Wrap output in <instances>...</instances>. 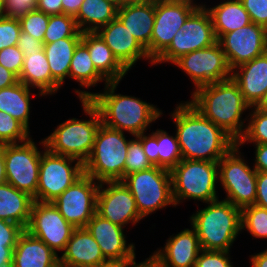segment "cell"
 I'll return each instance as SVG.
<instances>
[{"label":"cell","instance_id":"obj_61","mask_svg":"<svg viewBox=\"0 0 267 267\" xmlns=\"http://www.w3.org/2000/svg\"><path fill=\"white\" fill-rule=\"evenodd\" d=\"M4 0H0V18L4 17Z\"/></svg>","mask_w":267,"mask_h":267},{"label":"cell","instance_id":"obj_57","mask_svg":"<svg viewBox=\"0 0 267 267\" xmlns=\"http://www.w3.org/2000/svg\"><path fill=\"white\" fill-rule=\"evenodd\" d=\"M128 267H160L150 256L147 257L144 261H134L130 263Z\"/></svg>","mask_w":267,"mask_h":267},{"label":"cell","instance_id":"obj_12","mask_svg":"<svg viewBox=\"0 0 267 267\" xmlns=\"http://www.w3.org/2000/svg\"><path fill=\"white\" fill-rule=\"evenodd\" d=\"M84 174V166L77 159L51 153L41 154L38 188L34 201L52 202Z\"/></svg>","mask_w":267,"mask_h":267},{"label":"cell","instance_id":"obj_20","mask_svg":"<svg viewBox=\"0 0 267 267\" xmlns=\"http://www.w3.org/2000/svg\"><path fill=\"white\" fill-rule=\"evenodd\" d=\"M96 33L129 73L140 60L146 61L150 64V67H153V60L149 57L147 50L133 37L118 18L98 29Z\"/></svg>","mask_w":267,"mask_h":267},{"label":"cell","instance_id":"obj_40","mask_svg":"<svg viewBox=\"0 0 267 267\" xmlns=\"http://www.w3.org/2000/svg\"><path fill=\"white\" fill-rule=\"evenodd\" d=\"M126 157L125 176L153 166L146 157L141 142L136 137L129 142Z\"/></svg>","mask_w":267,"mask_h":267},{"label":"cell","instance_id":"obj_15","mask_svg":"<svg viewBox=\"0 0 267 267\" xmlns=\"http://www.w3.org/2000/svg\"><path fill=\"white\" fill-rule=\"evenodd\" d=\"M199 5L197 0H155V22L151 36L153 61L170 45L177 31Z\"/></svg>","mask_w":267,"mask_h":267},{"label":"cell","instance_id":"obj_56","mask_svg":"<svg viewBox=\"0 0 267 267\" xmlns=\"http://www.w3.org/2000/svg\"><path fill=\"white\" fill-rule=\"evenodd\" d=\"M7 182L5 172L4 144H0V185Z\"/></svg>","mask_w":267,"mask_h":267},{"label":"cell","instance_id":"obj_53","mask_svg":"<svg viewBox=\"0 0 267 267\" xmlns=\"http://www.w3.org/2000/svg\"><path fill=\"white\" fill-rule=\"evenodd\" d=\"M84 0H62V14L75 17Z\"/></svg>","mask_w":267,"mask_h":267},{"label":"cell","instance_id":"obj_4","mask_svg":"<svg viewBox=\"0 0 267 267\" xmlns=\"http://www.w3.org/2000/svg\"><path fill=\"white\" fill-rule=\"evenodd\" d=\"M189 215L188 222L195 229L202 250L231 251L241 234V209L227 200L204 203Z\"/></svg>","mask_w":267,"mask_h":267},{"label":"cell","instance_id":"obj_16","mask_svg":"<svg viewBox=\"0 0 267 267\" xmlns=\"http://www.w3.org/2000/svg\"><path fill=\"white\" fill-rule=\"evenodd\" d=\"M96 213L127 230L129 229L127 226L136 227L143 220L132 193L123 181L100 183Z\"/></svg>","mask_w":267,"mask_h":267},{"label":"cell","instance_id":"obj_17","mask_svg":"<svg viewBox=\"0 0 267 267\" xmlns=\"http://www.w3.org/2000/svg\"><path fill=\"white\" fill-rule=\"evenodd\" d=\"M74 229L52 202L33 203L26 231L42 240L59 256L65 250Z\"/></svg>","mask_w":267,"mask_h":267},{"label":"cell","instance_id":"obj_41","mask_svg":"<svg viewBox=\"0 0 267 267\" xmlns=\"http://www.w3.org/2000/svg\"><path fill=\"white\" fill-rule=\"evenodd\" d=\"M231 252L201 250L194 267H235Z\"/></svg>","mask_w":267,"mask_h":267},{"label":"cell","instance_id":"obj_2","mask_svg":"<svg viewBox=\"0 0 267 267\" xmlns=\"http://www.w3.org/2000/svg\"><path fill=\"white\" fill-rule=\"evenodd\" d=\"M119 85L120 81L108 82L89 99L98 109L104 126L126 132L131 137L149 131L156 120L163 118L162 108L147 100L116 92Z\"/></svg>","mask_w":267,"mask_h":267},{"label":"cell","instance_id":"obj_51","mask_svg":"<svg viewBox=\"0 0 267 267\" xmlns=\"http://www.w3.org/2000/svg\"><path fill=\"white\" fill-rule=\"evenodd\" d=\"M36 9L49 16L62 14V0H38Z\"/></svg>","mask_w":267,"mask_h":267},{"label":"cell","instance_id":"obj_1","mask_svg":"<svg viewBox=\"0 0 267 267\" xmlns=\"http://www.w3.org/2000/svg\"><path fill=\"white\" fill-rule=\"evenodd\" d=\"M177 103L168 115L173 120L183 159L218 162L237 144L188 101Z\"/></svg>","mask_w":267,"mask_h":267},{"label":"cell","instance_id":"obj_39","mask_svg":"<svg viewBox=\"0 0 267 267\" xmlns=\"http://www.w3.org/2000/svg\"><path fill=\"white\" fill-rule=\"evenodd\" d=\"M21 31L32 35L34 38L43 42L45 32L49 23V15L42 11L31 10L19 19Z\"/></svg>","mask_w":267,"mask_h":267},{"label":"cell","instance_id":"obj_58","mask_svg":"<svg viewBox=\"0 0 267 267\" xmlns=\"http://www.w3.org/2000/svg\"><path fill=\"white\" fill-rule=\"evenodd\" d=\"M254 107L262 112H267V91Z\"/></svg>","mask_w":267,"mask_h":267},{"label":"cell","instance_id":"obj_27","mask_svg":"<svg viewBox=\"0 0 267 267\" xmlns=\"http://www.w3.org/2000/svg\"><path fill=\"white\" fill-rule=\"evenodd\" d=\"M81 43L88 49L96 70L108 81H122L128 70L96 32H83Z\"/></svg>","mask_w":267,"mask_h":267},{"label":"cell","instance_id":"obj_63","mask_svg":"<svg viewBox=\"0 0 267 267\" xmlns=\"http://www.w3.org/2000/svg\"><path fill=\"white\" fill-rule=\"evenodd\" d=\"M125 1L127 2V1H143V0H125Z\"/></svg>","mask_w":267,"mask_h":267},{"label":"cell","instance_id":"obj_14","mask_svg":"<svg viewBox=\"0 0 267 267\" xmlns=\"http://www.w3.org/2000/svg\"><path fill=\"white\" fill-rule=\"evenodd\" d=\"M99 186V182L83 174L52 203L74 228H85L96 213Z\"/></svg>","mask_w":267,"mask_h":267},{"label":"cell","instance_id":"obj_18","mask_svg":"<svg viewBox=\"0 0 267 267\" xmlns=\"http://www.w3.org/2000/svg\"><path fill=\"white\" fill-rule=\"evenodd\" d=\"M218 42L231 71L267 52L266 28L253 22L225 33Z\"/></svg>","mask_w":267,"mask_h":267},{"label":"cell","instance_id":"obj_5","mask_svg":"<svg viewBox=\"0 0 267 267\" xmlns=\"http://www.w3.org/2000/svg\"><path fill=\"white\" fill-rule=\"evenodd\" d=\"M79 102L84 113L82 115H86V118L71 117L55 126L53 132L43 139L51 153L71 157L84 164L92 151L102 122L98 109L89 99Z\"/></svg>","mask_w":267,"mask_h":267},{"label":"cell","instance_id":"obj_30","mask_svg":"<svg viewBox=\"0 0 267 267\" xmlns=\"http://www.w3.org/2000/svg\"><path fill=\"white\" fill-rule=\"evenodd\" d=\"M34 198L8 182L0 185V219L13 222L26 230Z\"/></svg>","mask_w":267,"mask_h":267},{"label":"cell","instance_id":"obj_7","mask_svg":"<svg viewBox=\"0 0 267 267\" xmlns=\"http://www.w3.org/2000/svg\"><path fill=\"white\" fill-rule=\"evenodd\" d=\"M125 132L100 125L92 151L83 164L84 174L97 182L122 181L129 142Z\"/></svg>","mask_w":267,"mask_h":267},{"label":"cell","instance_id":"obj_62","mask_svg":"<svg viewBox=\"0 0 267 267\" xmlns=\"http://www.w3.org/2000/svg\"><path fill=\"white\" fill-rule=\"evenodd\" d=\"M55 267H70V266H66V265L61 264V263L59 262Z\"/></svg>","mask_w":267,"mask_h":267},{"label":"cell","instance_id":"obj_48","mask_svg":"<svg viewBox=\"0 0 267 267\" xmlns=\"http://www.w3.org/2000/svg\"><path fill=\"white\" fill-rule=\"evenodd\" d=\"M17 47L22 51L23 56H30L31 53L39 52L43 49V42L34 38L32 35L27 34L26 32L21 31Z\"/></svg>","mask_w":267,"mask_h":267},{"label":"cell","instance_id":"obj_49","mask_svg":"<svg viewBox=\"0 0 267 267\" xmlns=\"http://www.w3.org/2000/svg\"><path fill=\"white\" fill-rule=\"evenodd\" d=\"M254 148V157L251 159L256 171L267 172V143L251 144Z\"/></svg>","mask_w":267,"mask_h":267},{"label":"cell","instance_id":"obj_26","mask_svg":"<svg viewBox=\"0 0 267 267\" xmlns=\"http://www.w3.org/2000/svg\"><path fill=\"white\" fill-rule=\"evenodd\" d=\"M31 89H36L44 98L56 95L61 86L52 78L44 49L24 57L23 67L18 78Z\"/></svg>","mask_w":267,"mask_h":267},{"label":"cell","instance_id":"obj_38","mask_svg":"<svg viewBox=\"0 0 267 267\" xmlns=\"http://www.w3.org/2000/svg\"><path fill=\"white\" fill-rule=\"evenodd\" d=\"M31 132L10 114L0 111V144H17L29 140Z\"/></svg>","mask_w":267,"mask_h":267},{"label":"cell","instance_id":"obj_28","mask_svg":"<svg viewBox=\"0 0 267 267\" xmlns=\"http://www.w3.org/2000/svg\"><path fill=\"white\" fill-rule=\"evenodd\" d=\"M70 79L79 83V88H73L79 100L90 99L94 94L93 91H90L91 88L97 87L98 84L103 82L104 86L108 83L94 67L88 49L81 42L75 48L72 56L69 69V81ZM80 88H82V90Z\"/></svg>","mask_w":267,"mask_h":267},{"label":"cell","instance_id":"obj_37","mask_svg":"<svg viewBox=\"0 0 267 267\" xmlns=\"http://www.w3.org/2000/svg\"><path fill=\"white\" fill-rule=\"evenodd\" d=\"M267 143V112L257 110L254 106L248 112L245 132L237 145L243 148L245 144Z\"/></svg>","mask_w":267,"mask_h":267},{"label":"cell","instance_id":"obj_23","mask_svg":"<svg viewBox=\"0 0 267 267\" xmlns=\"http://www.w3.org/2000/svg\"><path fill=\"white\" fill-rule=\"evenodd\" d=\"M59 262L70 267H99L108 264L100 246L86 228H75Z\"/></svg>","mask_w":267,"mask_h":267},{"label":"cell","instance_id":"obj_50","mask_svg":"<svg viewBox=\"0 0 267 267\" xmlns=\"http://www.w3.org/2000/svg\"><path fill=\"white\" fill-rule=\"evenodd\" d=\"M256 189L255 204L267 209V172L257 171Z\"/></svg>","mask_w":267,"mask_h":267},{"label":"cell","instance_id":"obj_21","mask_svg":"<svg viewBox=\"0 0 267 267\" xmlns=\"http://www.w3.org/2000/svg\"><path fill=\"white\" fill-rule=\"evenodd\" d=\"M184 228L149 255L160 267H194L201 246L195 229Z\"/></svg>","mask_w":267,"mask_h":267},{"label":"cell","instance_id":"obj_44","mask_svg":"<svg viewBox=\"0 0 267 267\" xmlns=\"http://www.w3.org/2000/svg\"><path fill=\"white\" fill-rule=\"evenodd\" d=\"M251 21L267 29V0H240Z\"/></svg>","mask_w":267,"mask_h":267},{"label":"cell","instance_id":"obj_43","mask_svg":"<svg viewBox=\"0 0 267 267\" xmlns=\"http://www.w3.org/2000/svg\"><path fill=\"white\" fill-rule=\"evenodd\" d=\"M23 61V53L17 45L0 50V65L14 73L18 78L23 67Z\"/></svg>","mask_w":267,"mask_h":267},{"label":"cell","instance_id":"obj_59","mask_svg":"<svg viewBox=\"0 0 267 267\" xmlns=\"http://www.w3.org/2000/svg\"><path fill=\"white\" fill-rule=\"evenodd\" d=\"M130 264H125V263H108L106 265L103 266H99V267H128Z\"/></svg>","mask_w":267,"mask_h":267},{"label":"cell","instance_id":"obj_47","mask_svg":"<svg viewBox=\"0 0 267 267\" xmlns=\"http://www.w3.org/2000/svg\"><path fill=\"white\" fill-rule=\"evenodd\" d=\"M23 231L24 229L20 225L0 219V248L2 246H16Z\"/></svg>","mask_w":267,"mask_h":267},{"label":"cell","instance_id":"obj_55","mask_svg":"<svg viewBox=\"0 0 267 267\" xmlns=\"http://www.w3.org/2000/svg\"><path fill=\"white\" fill-rule=\"evenodd\" d=\"M248 260L251 267H267V248L249 255Z\"/></svg>","mask_w":267,"mask_h":267},{"label":"cell","instance_id":"obj_33","mask_svg":"<svg viewBox=\"0 0 267 267\" xmlns=\"http://www.w3.org/2000/svg\"><path fill=\"white\" fill-rule=\"evenodd\" d=\"M118 8L105 0H84L74 17L79 31L96 32L117 18Z\"/></svg>","mask_w":267,"mask_h":267},{"label":"cell","instance_id":"obj_60","mask_svg":"<svg viewBox=\"0 0 267 267\" xmlns=\"http://www.w3.org/2000/svg\"><path fill=\"white\" fill-rule=\"evenodd\" d=\"M114 4L117 8H120L126 1L125 0H105Z\"/></svg>","mask_w":267,"mask_h":267},{"label":"cell","instance_id":"obj_8","mask_svg":"<svg viewBox=\"0 0 267 267\" xmlns=\"http://www.w3.org/2000/svg\"><path fill=\"white\" fill-rule=\"evenodd\" d=\"M244 154L236 144L218 161L219 188L226 193L222 199L240 209L255 204L257 194V171Z\"/></svg>","mask_w":267,"mask_h":267},{"label":"cell","instance_id":"obj_45","mask_svg":"<svg viewBox=\"0 0 267 267\" xmlns=\"http://www.w3.org/2000/svg\"><path fill=\"white\" fill-rule=\"evenodd\" d=\"M38 0H4L5 17L20 19L26 13L34 10Z\"/></svg>","mask_w":267,"mask_h":267},{"label":"cell","instance_id":"obj_11","mask_svg":"<svg viewBox=\"0 0 267 267\" xmlns=\"http://www.w3.org/2000/svg\"><path fill=\"white\" fill-rule=\"evenodd\" d=\"M39 144L31 137L22 143L4 145L7 182L32 197L37 192L41 154L46 149L44 139Z\"/></svg>","mask_w":267,"mask_h":267},{"label":"cell","instance_id":"obj_29","mask_svg":"<svg viewBox=\"0 0 267 267\" xmlns=\"http://www.w3.org/2000/svg\"><path fill=\"white\" fill-rule=\"evenodd\" d=\"M202 5L210 13L217 41L225 34L252 23L240 0H220L214 5Z\"/></svg>","mask_w":267,"mask_h":267},{"label":"cell","instance_id":"obj_24","mask_svg":"<svg viewBox=\"0 0 267 267\" xmlns=\"http://www.w3.org/2000/svg\"><path fill=\"white\" fill-rule=\"evenodd\" d=\"M244 100L255 106L267 91V52L231 71Z\"/></svg>","mask_w":267,"mask_h":267},{"label":"cell","instance_id":"obj_32","mask_svg":"<svg viewBox=\"0 0 267 267\" xmlns=\"http://www.w3.org/2000/svg\"><path fill=\"white\" fill-rule=\"evenodd\" d=\"M80 42L81 38H65L43 44L52 78L61 87L65 85L66 79H69L72 56Z\"/></svg>","mask_w":267,"mask_h":267},{"label":"cell","instance_id":"obj_31","mask_svg":"<svg viewBox=\"0 0 267 267\" xmlns=\"http://www.w3.org/2000/svg\"><path fill=\"white\" fill-rule=\"evenodd\" d=\"M39 99L43 96L34 89L29 88L22 82L0 89V111L10 114L14 119L22 123L30 130V115L32 112V96Z\"/></svg>","mask_w":267,"mask_h":267},{"label":"cell","instance_id":"obj_3","mask_svg":"<svg viewBox=\"0 0 267 267\" xmlns=\"http://www.w3.org/2000/svg\"><path fill=\"white\" fill-rule=\"evenodd\" d=\"M189 100L205 118L222 128L236 142L243 136L251 106L232 79L211 83L191 92Z\"/></svg>","mask_w":267,"mask_h":267},{"label":"cell","instance_id":"obj_35","mask_svg":"<svg viewBox=\"0 0 267 267\" xmlns=\"http://www.w3.org/2000/svg\"><path fill=\"white\" fill-rule=\"evenodd\" d=\"M253 239L267 240V209L256 204L241 209V233Z\"/></svg>","mask_w":267,"mask_h":267},{"label":"cell","instance_id":"obj_46","mask_svg":"<svg viewBox=\"0 0 267 267\" xmlns=\"http://www.w3.org/2000/svg\"><path fill=\"white\" fill-rule=\"evenodd\" d=\"M150 133L144 132L135 136L142 144L146 157L153 166H158V152L156 145H158V128L155 130L150 129Z\"/></svg>","mask_w":267,"mask_h":267},{"label":"cell","instance_id":"obj_36","mask_svg":"<svg viewBox=\"0 0 267 267\" xmlns=\"http://www.w3.org/2000/svg\"><path fill=\"white\" fill-rule=\"evenodd\" d=\"M169 134L168 131L158 129V166L171 170L183 158L175 132Z\"/></svg>","mask_w":267,"mask_h":267},{"label":"cell","instance_id":"obj_25","mask_svg":"<svg viewBox=\"0 0 267 267\" xmlns=\"http://www.w3.org/2000/svg\"><path fill=\"white\" fill-rule=\"evenodd\" d=\"M59 255L42 240L24 230L13 251L12 267H55Z\"/></svg>","mask_w":267,"mask_h":267},{"label":"cell","instance_id":"obj_54","mask_svg":"<svg viewBox=\"0 0 267 267\" xmlns=\"http://www.w3.org/2000/svg\"><path fill=\"white\" fill-rule=\"evenodd\" d=\"M14 248L15 246H2L0 248V267H12Z\"/></svg>","mask_w":267,"mask_h":267},{"label":"cell","instance_id":"obj_10","mask_svg":"<svg viewBox=\"0 0 267 267\" xmlns=\"http://www.w3.org/2000/svg\"><path fill=\"white\" fill-rule=\"evenodd\" d=\"M217 42L210 13L199 5L177 31L170 45L153 61V67L173 64L181 56Z\"/></svg>","mask_w":267,"mask_h":267},{"label":"cell","instance_id":"obj_42","mask_svg":"<svg viewBox=\"0 0 267 267\" xmlns=\"http://www.w3.org/2000/svg\"><path fill=\"white\" fill-rule=\"evenodd\" d=\"M21 32L19 19L0 18V50L16 46Z\"/></svg>","mask_w":267,"mask_h":267},{"label":"cell","instance_id":"obj_6","mask_svg":"<svg viewBox=\"0 0 267 267\" xmlns=\"http://www.w3.org/2000/svg\"><path fill=\"white\" fill-rule=\"evenodd\" d=\"M176 207L184 201L208 203L220 198L218 162L182 159L170 170ZM197 201V202H195Z\"/></svg>","mask_w":267,"mask_h":267},{"label":"cell","instance_id":"obj_13","mask_svg":"<svg viewBox=\"0 0 267 267\" xmlns=\"http://www.w3.org/2000/svg\"><path fill=\"white\" fill-rule=\"evenodd\" d=\"M172 65L190 78L192 92L201 86L231 78V70L218 41L210 47L181 56Z\"/></svg>","mask_w":267,"mask_h":267},{"label":"cell","instance_id":"obj_19","mask_svg":"<svg viewBox=\"0 0 267 267\" xmlns=\"http://www.w3.org/2000/svg\"><path fill=\"white\" fill-rule=\"evenodd\" d=\"M85 228L100 246L104 258L109 263L130 264L136 261L135 243L128 242L124 228L113 224L95 213ZM126 233V234H125Z\"/></svg>","mask_w":267,"mask_h":267},{"label":"cell","instance_id":"obj_9","mask_svg":"<svg viewBox=\"0 0 267 267\" xmlns=\"http://www.w3.org/2000/svg\"><path fill=\"white\" fill-rule=\"evenodd\" d=\"M123 183L129 188L140 216L145 219L156 211L166 207L176 208L172 195L170 170L152 166L123 178Z\"/></svg>","mask_w":267,"mask_h":267},{"label":"cell","instance_id":"obj_22","mask_svg":"<svg viewBox=\"0 0 267 267\" xmlns=\"http://www.w3.org/2000/svg\"><path fill=\"white\" fill-rule=\"evenodd\" d=\"M117 18L147 50L151 58V36L155 22V0L127 1L118 8Z\"/></svg>","mask_w":267,"mask_h":267},{"label":"cell","instance_id":"obj_34","mask_svg":"<svg viewBox=\"0 0 267 267\" xmlns=\"http://www.w3.org/2000/svg\"><path fill=\"white\" fill-rule=\"evenodd\" d=\"M82 38L75 18L67 14L49 16V23L43 39V44L52 43L59 39Z\"/></svg>","mask_w":267,"mask_h":267},{"label":"cell","instance_id":"obj_52","mask_svg":"<svg viewBox=\"0 0 267 267\" xmlns=\"http://www.w3.org/2000/svg\"><path fill=\"white\" fill-rule=\"evenodd\" d=\"M18 77L0 65V89L12 86L18 82Z\"/></svg>","mask_w":267,"mask_h":267}]
</instances>
